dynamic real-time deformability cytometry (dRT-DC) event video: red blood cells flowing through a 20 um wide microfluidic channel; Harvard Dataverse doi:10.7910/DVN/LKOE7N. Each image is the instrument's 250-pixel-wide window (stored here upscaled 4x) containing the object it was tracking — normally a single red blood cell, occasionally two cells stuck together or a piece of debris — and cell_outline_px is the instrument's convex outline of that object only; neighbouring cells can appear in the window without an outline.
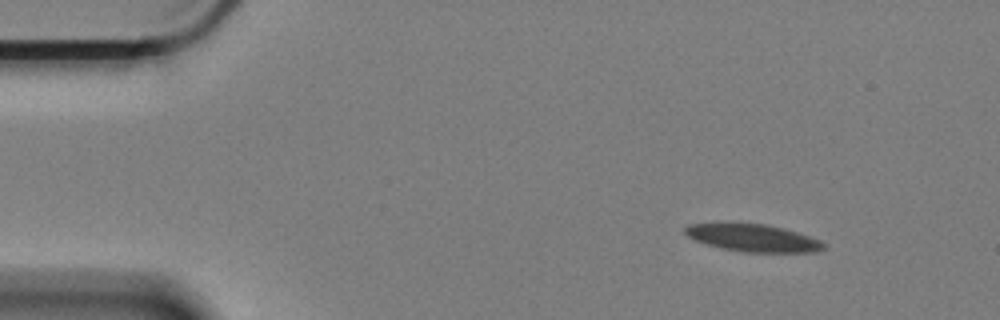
{"species": "Egyptian fruit bat (a non-hibernating species)", "species_latin": "Rousettus aegyptiacus", "temperature_condition": "cold", "stored_images_in_passage": 54, "camera_frame_rate_fps": 3000, "um_per_image_px": 0.085, "animal": {"sex": "female"}, "frame": {"image": 1, "passage_image": 1, "time_ms": 0.0, "image_size_px": [1000, 320], "cell_outline_px": [[824, 248], [816, 252], [744, 252], [720, 248], [696, 240], [688, 236], [684, 232], [684, 228], [688, 224], [768, 224], [796, 232], [820, 240], [824, 244]], "centroid_in_image_um": [64.01, 20.23], "position_along_channel_um": 21.0, "area_um2": 21.68}}
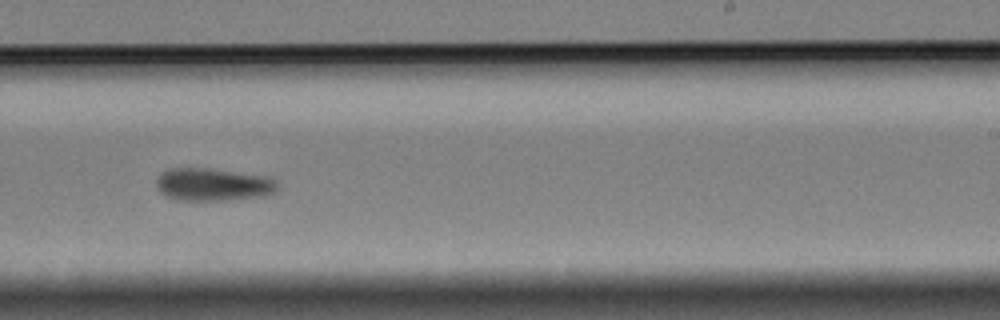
{"frame": {"image": 2, "passage_image": 31, "time_ms": 10.0, "image_size_px": [1000, 320], "cell_outline_px": [[280, 188], [276, 192], [264, 196], [228, 200], [180, 200], [168, 196], [160, 192], [156, 188], [156, 180], [160, 172], [168, 168], [212, 168], [264, 176], [276, 180], [280, 184]], "centroid_in_image_um": [18.13, 15.68], "position_along_channel_um": 270.9, "area_um2": 23.41}}
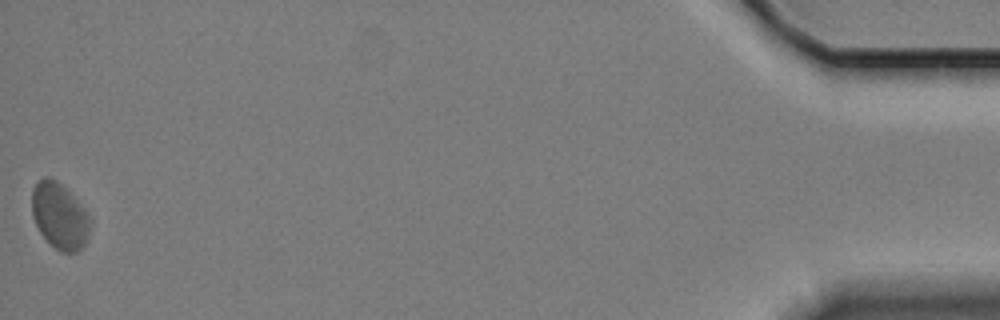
{"frame": {"image": 3, "passage_image": 54, "time_ms": 17.667, "image_size_px": [1000, 320], "cell_outline_px": [[92, 224], [88, 236], [84, 244], [76, 252], [60, 252], [40, 232], [32, 216], [32, 188], [44, 176], [48, 176], [56, 180], [72, 196], [92, 220]], "centroid_in_image_um": [5.06, 18.36], "position_along_channel_um": 430.1, "area_um2": 22.02}, "authors_computed_cell_mechanics": {"area_um2": 22.2819, "velocity_mm_per_s": 3.3001, "shape_relaxation_time_tau1_ms": 10.2958, "shape_relaxation_time_tau2_ms": null, "deformation_change_tau1": 0.132, "deformation_change_tau2": null}}